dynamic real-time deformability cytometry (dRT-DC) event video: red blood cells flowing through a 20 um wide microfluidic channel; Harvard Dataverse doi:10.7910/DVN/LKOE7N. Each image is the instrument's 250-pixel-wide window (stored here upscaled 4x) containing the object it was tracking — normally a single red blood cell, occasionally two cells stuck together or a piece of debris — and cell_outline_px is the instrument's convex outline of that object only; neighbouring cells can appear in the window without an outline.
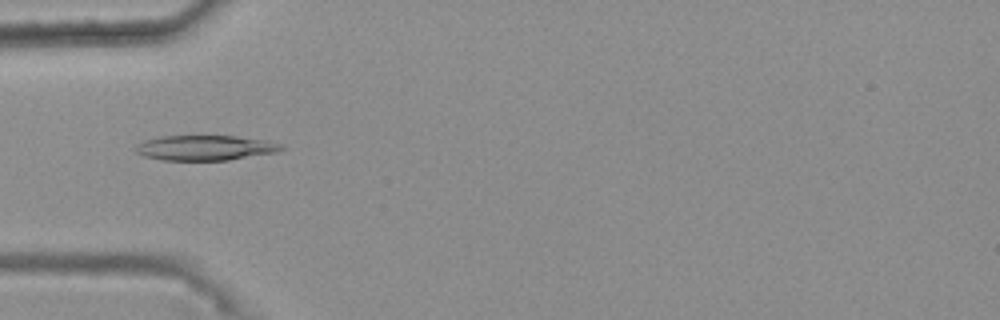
{"species": "common noctule bat (a hibernating species)", "species_latin": "Nyctalus noctula", "temperature_condition": "warm", "stored_images_in_passage": 48, "camera_frame_rate_fps": 3000, "um_per_image_px": 0.085, "animal": {"sex": "female", "body_mass_g": 25.1}, "frame": {"image": 1, "passage_image": 17, "time_ms": 5.333, "image_size_px": [1000, 320], "cell_outline_px": [[284, 148], [276, 152], [228, 160], [164, 160], [144, 156], [136, 152], [136, 144], [144, 140], [160, 136], [236, 136], [264, 140], [280, 144]], "centroid_in_image_um": [17.4, 12.56], "position_along_channel_um": 67.6, "area_um2": 21.1}}
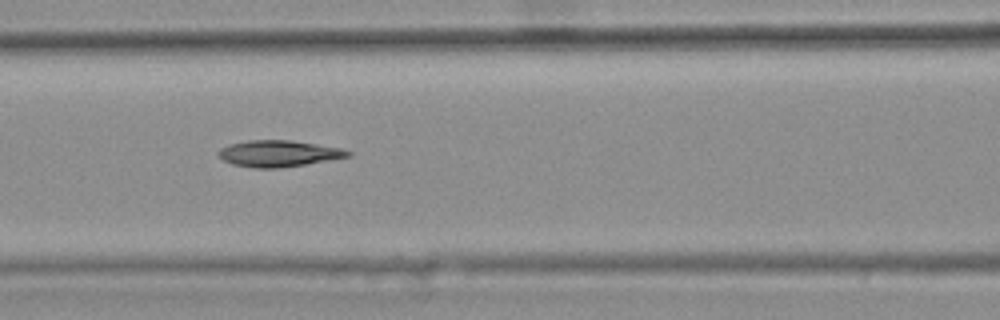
{"frame": {"image": 2, "passage_image": 23, "time_ms": 7.333, "image_size_px": [1000, 320], "cell_outline_px": [[352, 156], [332, 160], [276, 168], [256, 168], [232, 164], [224, 160], [216, 152], [220, 148], [228, 144], [248, 140], [292, 140], [340, 148], [352, 152]], "centroid_in_image_um": [23.68, 13.04], "position_along_channel_um": 142.9, "area_um2": 19.88}}
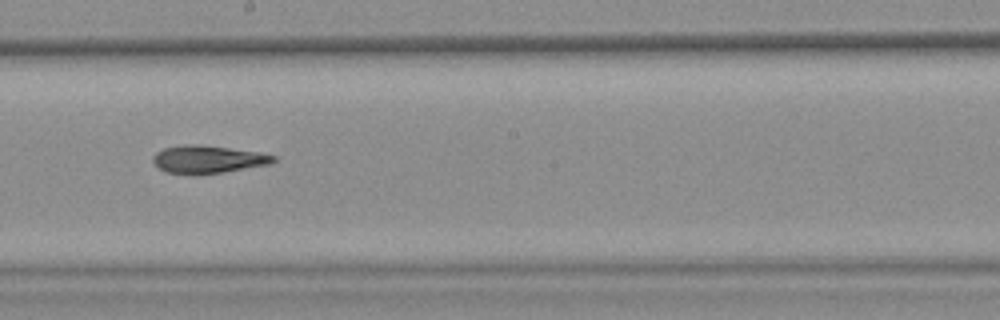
{"frame": {"image": 3, "passage_image": 30, "time_ms": 9.667, "image_size_px": [1000, 320], "cell_outline_px": [[276, 160], [272, 164], [224, 172], [164, 172], [152, 160], [152, 156], [156, 152], [164, 148], [184, 144], [200, 144], [260, 152], [276, 156]], "centroid_in_image_um": [17.72, 13.5], "position_along_channel_um": 230.5, "area_um2": 19.07}, "authors_computed_cell_mechanics": {"area_um2": 19.652, "velocity_mm_per_s": 3.77, "shape_relaxation_time_tau1_ms": null, "shape_relaxation_time_tau2_ms": 9.2964, "deformation_change_tau1": null, "deformation_change_tau2": 0.2}}